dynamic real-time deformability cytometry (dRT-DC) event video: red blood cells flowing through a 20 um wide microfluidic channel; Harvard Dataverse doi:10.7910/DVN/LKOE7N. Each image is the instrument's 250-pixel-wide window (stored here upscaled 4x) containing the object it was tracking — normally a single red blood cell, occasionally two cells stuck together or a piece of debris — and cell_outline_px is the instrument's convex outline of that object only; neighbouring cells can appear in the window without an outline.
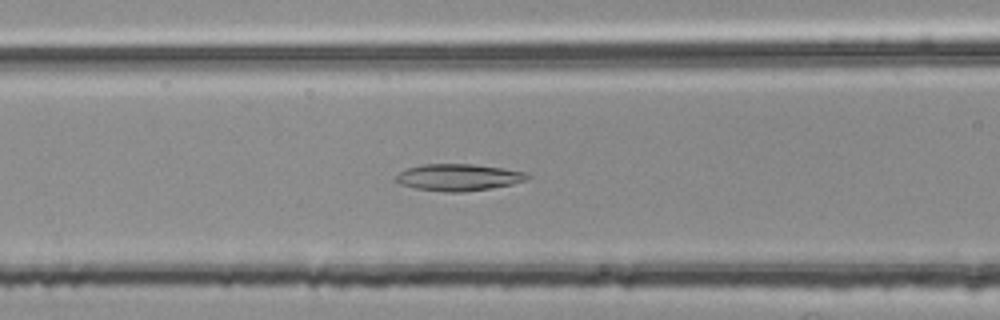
{"species": "common noctule bat (a hibernating species)", "species_latin": "Nyctalus noctula", "temperature_condition": "room temperature", "stored_images_in_passage": 41, "camera_frame_rate_fps": 3000, "um_per_image_px": 0.085, "animal": {"sex": "female", "body_mass_g": 25.1}, "frame": {"image": 1, "passage_image": 10, "time_ms": 3.0, "image_size_px": [1000, 320], "cell_outline_px": [[532, 176], [524, 180], [512, 184], [492, 188], [464, 192], [452, 192], [416, 188], [400, 184], [396, 180], [396, 176], [400, 172], [408, 168], [424, 164], [476, 164], [504, 168], [524, 172]], "centroid_in_image_um": [39.0, 15.06], "position_along_channel_um": 127.6, "area_um2": 20.35}}
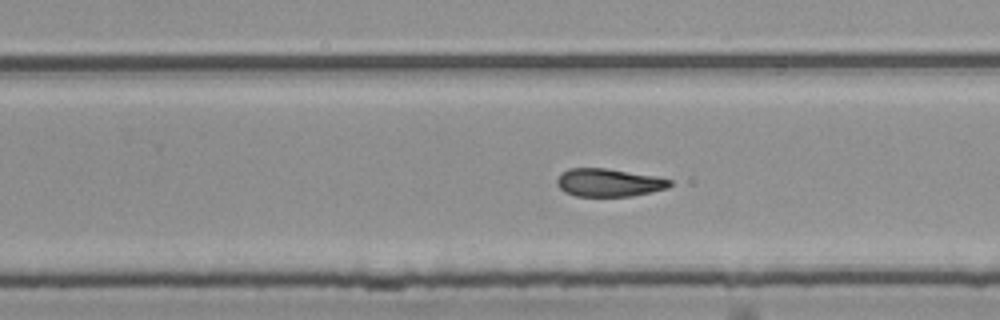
{"frame": {"image": 2, "passage_image": 22, "time_ms": 7.0, "image_size_px": [1000, 320], "cell_outline_px": [[672, 184], [668, 188], [632, 196], [576, 196], [564, 192], [556, 184], [556, 180], [560, 172], [568, 168], [604, 168], [652, 176], [672, 180]], "centroid_in_image_um": [51.69, 15.52], "position_along_channel_um": 278.1, "area_um2": 18.32}}
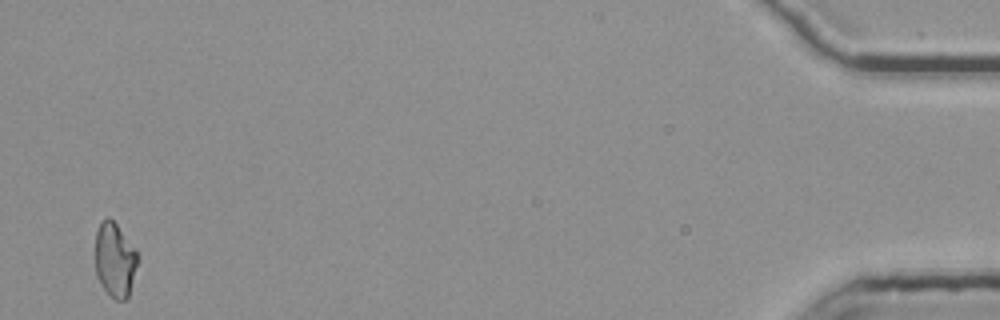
{"frame": {"image": 3, "passage_image": 41, "time_ms": 13.333, "image_size_px": [1000, 320], "cell_outline_px": [[136, 264], [128, 300], [116, 300], [100, 284], [96, 276], [96, 232], [100, 224], [108, 216], [116, 224], [136, 248]], "centroid_in_image_um": [9.75, 22.1], "position_along_channel_um": 425.4, "area_um2": 18.03}, "authors_computed_cell_mechanics": {"area_um2": 19.1896, "velocity_mm_per_s": 3.7724, "shape_relaxation_time_tau1_ms": null, "shape_relaxation_time_tau2_ms": 8.0308, "deformation_change_tau1": null, "deformation_change_tau2": 0.1731}}